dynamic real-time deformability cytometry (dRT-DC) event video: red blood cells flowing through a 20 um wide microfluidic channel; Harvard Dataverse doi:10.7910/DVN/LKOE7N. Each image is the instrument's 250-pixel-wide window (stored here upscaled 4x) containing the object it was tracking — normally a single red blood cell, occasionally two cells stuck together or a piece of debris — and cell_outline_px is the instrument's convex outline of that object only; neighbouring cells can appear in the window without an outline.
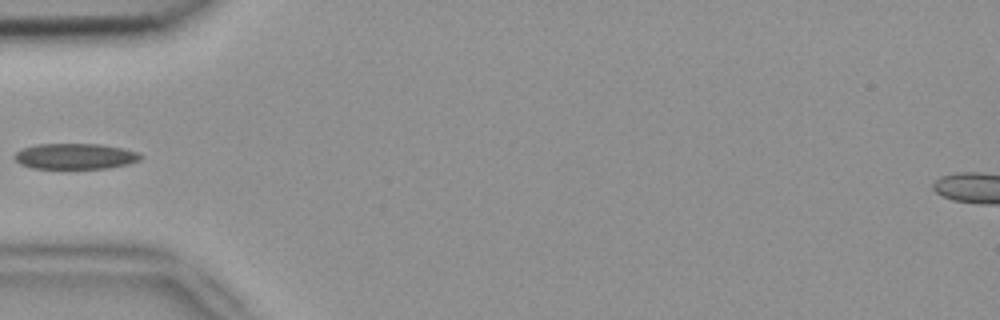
{"species": "common noctule bat (a hibernating species)", "species_latin": "Nyctalus noctula", "temperature_condition": "room temperature", "stored_images_in_passage": 4, "camera_frame_rate_fps": 3000, "um_per_image_px": 0.085, "animal": {"sex": "female", "body_mass_g": 18.4}, "frame": {"image": 1, "passage_image": 4, "time_ms": 1.0, "image_size_px": [1000, 320], "cell_outline_px": [[144, 156], [140, 160], [128, 164], [108, 168], [32, 168], [20, 164], [12, 156], [16, 152], [24, 148], [36, 144], [100, 144], [124, 148], [140, 152]], "centroid_in_image_um": [6.43, 13.28], "position_along_channel_um": 78.6, "area_um2": 19.02}}